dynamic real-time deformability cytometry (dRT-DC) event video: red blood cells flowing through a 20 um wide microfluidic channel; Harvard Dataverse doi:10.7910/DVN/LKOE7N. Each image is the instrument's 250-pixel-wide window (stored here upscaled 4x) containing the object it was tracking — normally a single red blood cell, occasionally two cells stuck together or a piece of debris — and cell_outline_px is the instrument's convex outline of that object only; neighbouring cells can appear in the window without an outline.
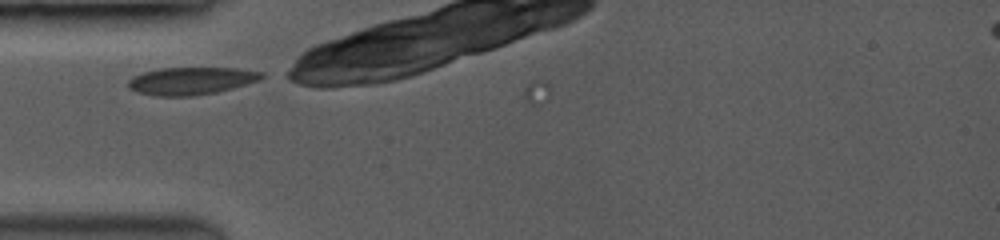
{"species": "common noctule bat (a hibernating species)", "species_latin": "Nyctalus noctula", "temperature_condition": "room temperature", "stored_images_in_passage": 7, "camera_frame_rate_fps": 3500, "um_per_image_px": 0.085, "animal": {"sex": "female", "body_mass_g": 19.0, "forearm_length_mm": 53.3}, "frame": {"image": 1, "passage_image": 1, "time_ms": 0.0, "image_size_px": [1000, 240], "cell_outline_px": [[264, 76], [256, 80], [232, 88], [216, 92], [192, 96], [160, 96], [140, 92], [128, 88], [128, 80], [132, 76], [144, 72], [160, 68], [236, 68], [264, 72]], "centroid_in_image_um": [16.22, 6.86], "position_along_channel_um": 68.8, "area_um2": 21.1}}
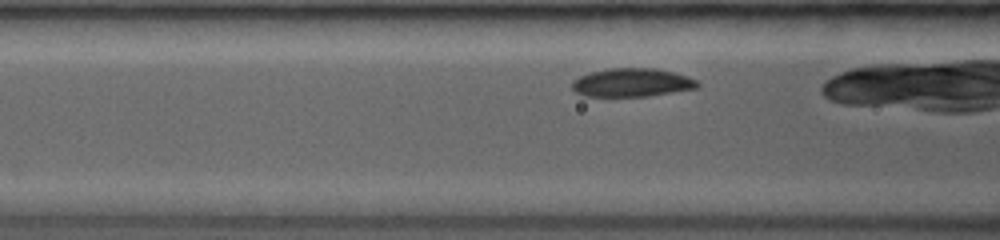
{"frame": {"image": 2, "passage_image": 5, "time_ms": 1.143, "image_size_px": [1000, 240], "cell_outline_px": [[700, 84], [696, 88], [644, 96], [588, 96], [576, 92], [572, 88], [572, 80], [588, 72], [608, 68], [656, 68], [688, 76], [696, 80]], "centroid_in_image_um": [53.68, 7.0], "position_along_channel_um": 112.9, "area_um2": 20.63}}